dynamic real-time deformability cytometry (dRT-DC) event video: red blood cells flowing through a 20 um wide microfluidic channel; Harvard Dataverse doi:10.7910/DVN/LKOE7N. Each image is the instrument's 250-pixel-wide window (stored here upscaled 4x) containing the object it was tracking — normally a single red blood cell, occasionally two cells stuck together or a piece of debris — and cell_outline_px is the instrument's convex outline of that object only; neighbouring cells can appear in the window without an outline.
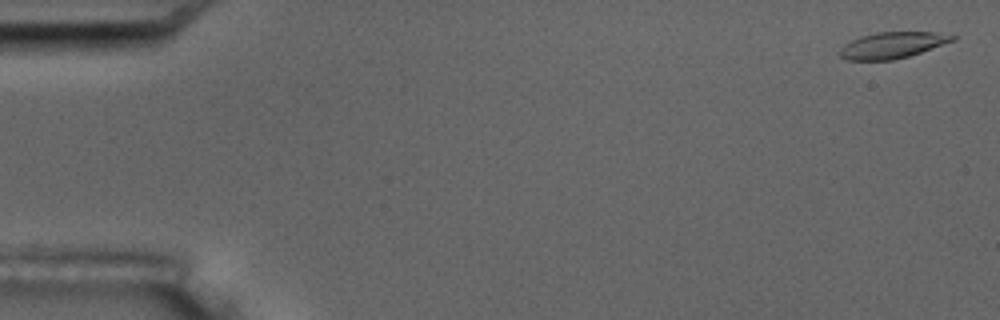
{"species": "common noctule bat (a hibernating species)", "species_latin": "Nyctalus noctula", "temperature_condition": "room temperature", "stored_images_in_passage": 5, "camera_frame_rate_fps": 3000, "um_per_image_px": 0.085, "animal": {"sex": "male", "body_mass_g": 17.5, "forearm_length_mm": 52.3}, "frame": {"image": 1, "passage_image": 1, "time_ms": 0.0, "image_size_px": [1000, 320], "cell_outline_px": [[956, 40], [908, 56], [892, 60], [848, 60], [840, 56], [840, 48], [844, 44], [860, 36], [876, 32], [936, 32], [956, 36]], "centroid_in_image_um": [75.84, 3.83], "position_along_channel_um": 9.2, "area_um2": 17.11}}
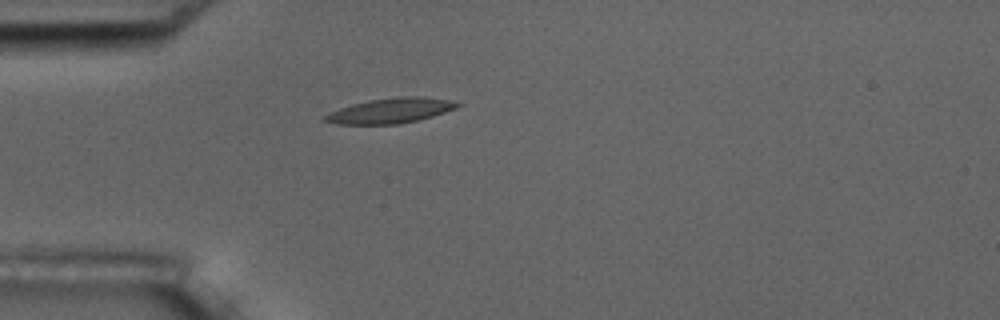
{"frame": {"image": 2, "passage_image": 5, "time_ms": 4.667, "image_size_px": [1000, 320], "cell_outline_px": [[464, 104], [456, 108], [432, 116], [400, 124], [336, 124], [324, 120], [324, 116], [340, 108], [352, 104], [372, 100], [400, 96], [416, 96], [448, 100]], "centroid_in_image_um": [33.21, 9.41], "position_along_channel_um": 51.8, "area_um2": 18.96}}